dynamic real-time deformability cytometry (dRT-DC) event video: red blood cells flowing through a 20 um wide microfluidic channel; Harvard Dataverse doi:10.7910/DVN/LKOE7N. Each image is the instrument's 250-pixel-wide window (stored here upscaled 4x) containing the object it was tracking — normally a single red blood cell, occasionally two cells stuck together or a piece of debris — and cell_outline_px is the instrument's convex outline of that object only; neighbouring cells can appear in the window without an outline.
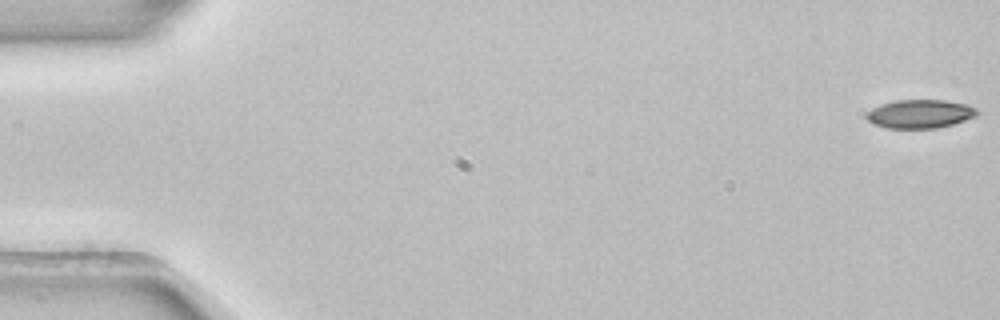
{"species": "common noctule bat (a hibernating species)", "species_latin": "Nyctalus noctula", "temperature_condition": "room temperature", "stored_images_in_passage": 5, "camera_frame_rate_fps": 3000, "um_per_image_px": 0.085, "animal": {"sex": "female", "body_mass_g": 22.7, "forearm_length_mm": 54.2}, "frame": {"image": 1, "passage_image": 1, "time_ms": 0.0, "image_size_px": [1000, 320], "cell_outline_px": [[980, 112], [976, 116], [952, 124], [936, 128], [888, 128], [872, 124], [864, 116], [872, 108], [880, 104], [896, 100], [944, 100], [968, 104], [976, 108]], "centroid_in_image_um": [78.19, 9.67], "position_along_channel_um": 6.8, "area_um2": 18.5}}
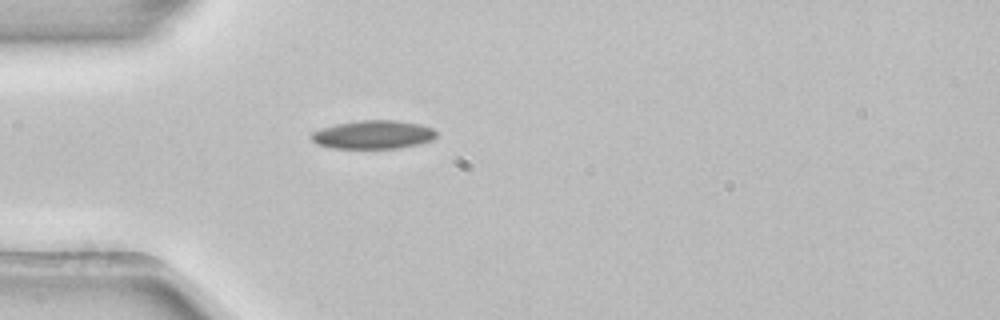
{"frame": {"image": 2, "passage_image": 5, "time_ms": 1.333, "image_size_px": [1000, 320], "cell_outline_px": [[436, 136], [432, 140], [420, 144], [400, 148], [332, 148], [316, 144], [312, 140], [312, 132], [320, 128], [336, 124], [356, 120], [396, 120], [420, 124], [432, 128], [436, 132]], "centroid_in_image_um": [31.72, 11.44], "position_along_channel_um": 53.3, "area_um2": 20.87}}